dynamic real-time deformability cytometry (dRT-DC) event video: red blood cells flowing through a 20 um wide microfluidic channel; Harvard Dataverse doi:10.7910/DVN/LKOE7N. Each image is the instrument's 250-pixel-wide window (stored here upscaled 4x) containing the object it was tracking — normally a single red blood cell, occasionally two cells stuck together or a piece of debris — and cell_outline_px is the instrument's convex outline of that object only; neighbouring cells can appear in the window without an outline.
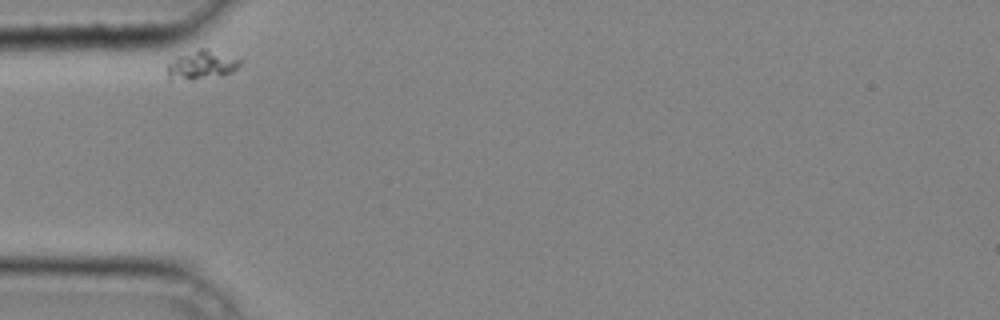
{"species": "common noctule bat (a hibernating species)", "species_latin": "Nyctalus noctula", "temperature_condition": "cold", "stored_images_in_passage": 25, "camera_frame_rate_fps": 3000, "um_per_image_px": 0.085, "animal": {"sex": "male", "body_mass_g": 20.4}, "frame": {"image": 1, "passage_image": 1, "time_ms": 0.0, "image_size_px": [1000, 320], "cell_outline_px": [[244, 60], [232, 72], [220, 76], [172, 80], [168, 80], [168, 64], [176, 56], [200, 48], [208, 48]], "centroid_in_image_um": [17.16, 5.49], "position_along_channel_um": 67.8, "area_um2": 12.2}}
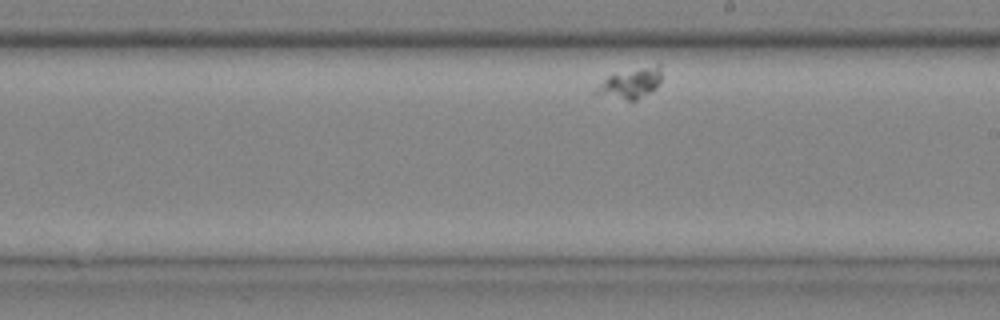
{"frame": {"image": 2, "passage_image": 15, "time_ms": 4.667, "image_size_px": [1000, 320], "cell_outline_px": [[660, 80], [656, 88], [636, 100], [628, 100], [596, 92], [596, 88], [608, 76], [640, 68], [660, 68]], "centroid_in_image_um": [53.61, 7.11], "position_along_channel_um": 235.4, "area_um2": 10.4}}
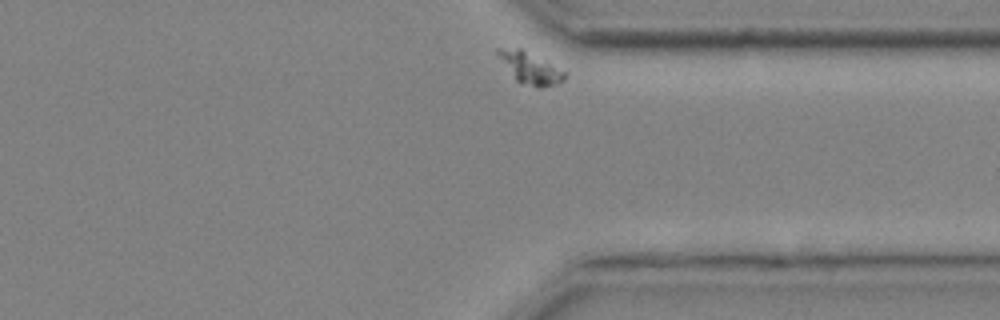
{"frame": {"image": 3, "passage_image": 25, "time_ms": 8.0, "image_size_px": [1000, 320], "cell_outline_px": [[568, 76], [564, 80], [556, 84], [540, 88], [520, 84], [516, 80], [496, 52], [496, 48], [520, 48], [568, 72]], "centroid_in_image_um": [45.12, 5.8], "position_along_channel_um": 366.3, "area_um2": 12.14}}